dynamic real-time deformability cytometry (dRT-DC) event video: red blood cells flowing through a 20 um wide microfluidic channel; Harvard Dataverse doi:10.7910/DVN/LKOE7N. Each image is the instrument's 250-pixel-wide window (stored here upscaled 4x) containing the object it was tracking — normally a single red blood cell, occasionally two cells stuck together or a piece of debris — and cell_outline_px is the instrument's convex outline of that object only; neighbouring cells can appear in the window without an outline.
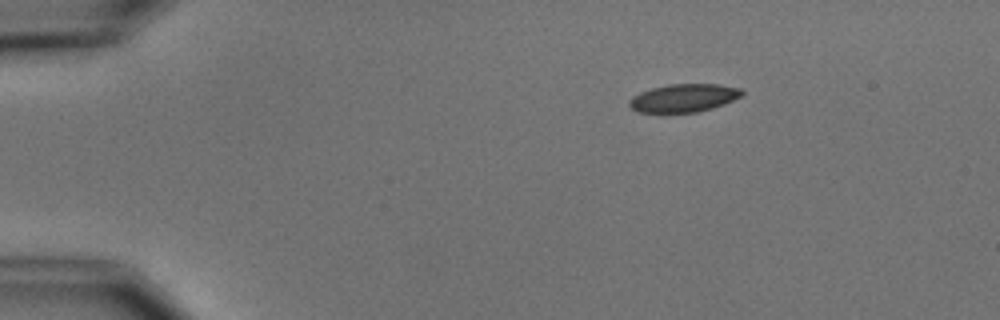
{"species": "common noctule bat (a hibernating species)", "species_latin": "Nyctalus noctula", "temperature_condition": "cold", "stored_images_in_passage": 4, "camera_frame_rate_fps": 3000, "um_per_image_px": 0.085, "animal": {"sex": "male", "body_mass_g": 15.6}, "frame": {"image": 1, "passage_image": 1, "time_ms": 0.0, "image_size_px": [1000, 320], "cell_outline_px": [[744, 92], [740, 96], [724, 104], [712, 108], [696, 112], [636, 112], [628, 104], [628, 100], [632, 96], [640, 92], [652, 88], [668, 84], [716, 84], [740, 88]], "centroid_in_image_um": [58.08, 8.32], "position_along_channel_um": 26.9, "area_um2": 18.32}}